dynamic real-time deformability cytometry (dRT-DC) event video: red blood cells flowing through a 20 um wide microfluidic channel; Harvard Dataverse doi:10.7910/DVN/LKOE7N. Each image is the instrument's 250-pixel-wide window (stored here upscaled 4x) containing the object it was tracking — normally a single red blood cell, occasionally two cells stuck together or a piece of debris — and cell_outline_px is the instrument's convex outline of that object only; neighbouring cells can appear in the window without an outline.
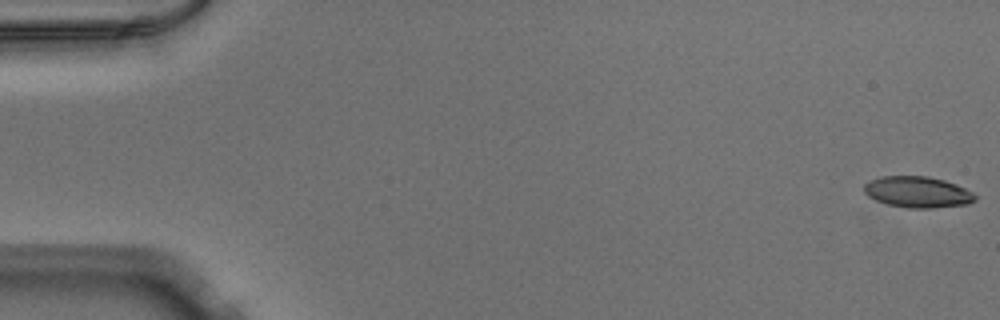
{"species": "Egyptian fruit bat (a non-hibernating species)", "species_latin": "Rousettus aegyptiacus", "temperature_condition": "warm", "stored_images_in_passage": 52, "camera_frame_rate_fps": 3000, "um_per_image_px": 0.085, "animal": {"sex": "male"}, "frame": {"image": 1, "passage_image": 1, "time_ms": 0.0, "image_size_px": [1000, 320], "cell_outline_px": [[976, 200], [968, 204], [932, 208], [908, 208], [888, 204], [876, 200], [868, 196], [864, 192], [864, 184], [880, 176], [928, 176], [944, 180], [956, 184], [972, 192], [976, 196]], "centroid_in_image_um": [78.0, 16.32], "position_along_channel_um": 7.0, "area_um2": 20.11}}
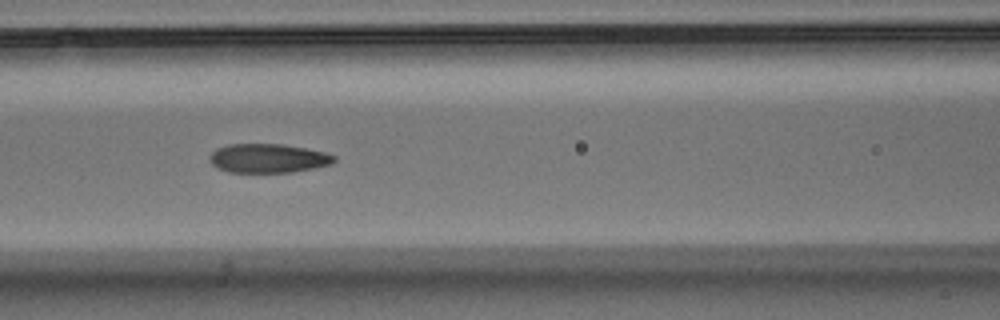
{"frame": {"image": 2, "passage_image": 23, "time_ms": 7.333, "image_size_px": [1000, 320], "cell_outline_px": [[336, 160], [332, 164], [316, 168], [292, 172], [228, 172], [216, 168], [212, 164], [208, 156], [216, 148], [228, 144], [280, 144], [304, 148], [324, 152], [336, 156]], "centroid_in_image_um": [22.78, 13.46], "position_along_channel_um": 143.8, "area_um2": 21.15}}
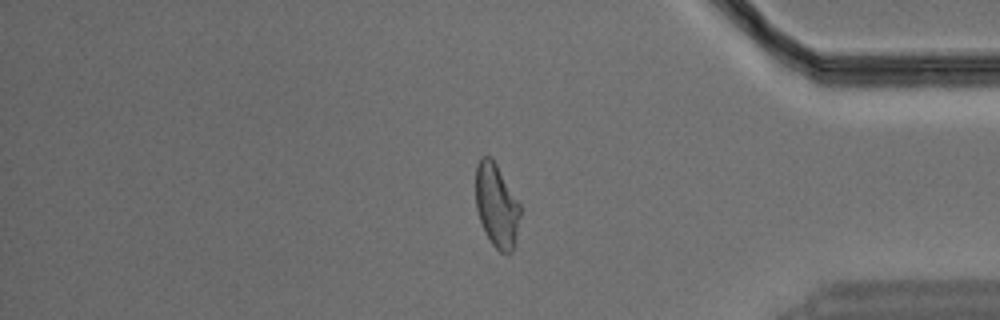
{"frame": {"image": 3, "passage_image": 44, "time_ms": 14.333, "image_size_px": [1000, 320], "cell_outline_px": [[520, 216], [512, 252], [500, 252], [492, 244], [480, 220], [476, 208], [476, 164], [480, 156], [488, 156], [496, 164], [520, 204]], "centroid_in_image_um": [42.2, 17.44], "position_along_channel_um": 393.0, "area_um2": 21.21}}